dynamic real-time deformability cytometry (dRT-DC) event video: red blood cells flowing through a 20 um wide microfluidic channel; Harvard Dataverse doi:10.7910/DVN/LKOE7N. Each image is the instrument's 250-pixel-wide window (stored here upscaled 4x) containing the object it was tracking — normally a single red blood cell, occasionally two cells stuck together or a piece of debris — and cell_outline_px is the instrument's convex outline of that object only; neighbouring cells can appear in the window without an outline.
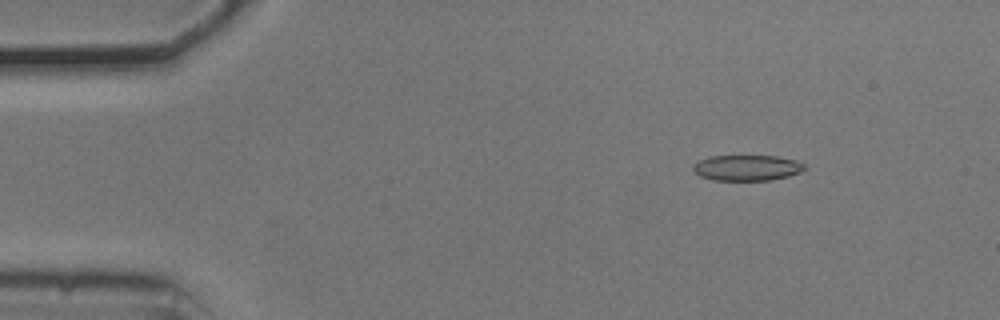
{"species": "common noctule bat (a hibernating species)", "species_latin": "Nyctalus noctula", "temperature_condition": "cold", "stored_images_in_passage": 53, "camera_frame_rate_fps": 3000, "um_per_image_px": 0.085, "animal": {"sex": "male", "body_mass_g": 20.5, "forearm_length_mm": 52.5}, "frame": {"image": 1, "passage_image": 6, "time_ms": 1.667, "image_size_px": [1000, 320], "cell_outline_px": [[804, 168], [800, 172], [788, 176], [772, 180], [712, 180], [700, 176], [692, 168], [692, 164], [700, 160], [712, 156], [776, 156], [796, 160], [804, 164]], "centroid_in_image_um": [63.48, 14.26], "position_along_channel_um": 21.5, "area_um2": 16.59}}
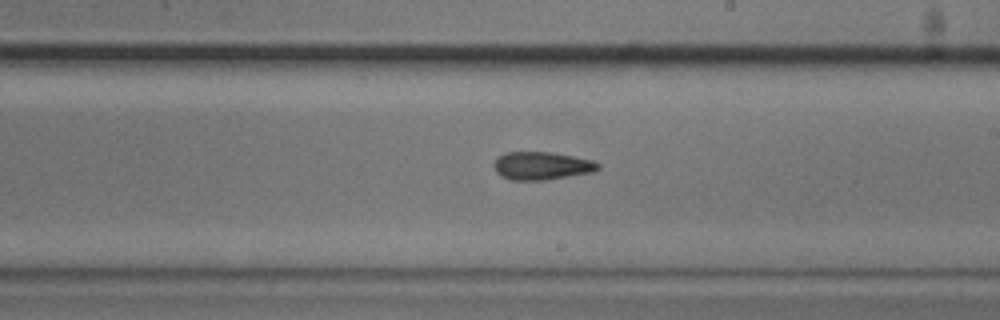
{"frame": {"image": 2, "passage_image": 30, "time_ms": 9.667, "image_size_px": [1000, 320], "cell_outline_px": [[600, 168], [596, 172], [544, 180], [512, 180], [500, 176], [496, 172], [492, 164], [504, 152], [552, 152], [592, 160], [600, 164]], "centroid_in_image_um": [46.06, 14.1], "position_along_channel_um": 242.9, "area_um2": 17.11}}
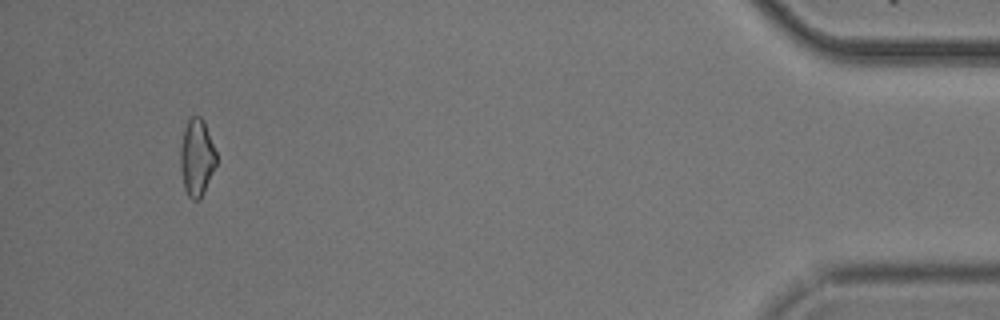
{"frame": {"image": 3, "passage_image": 50, "time_ms": 16.333, "image_size_px": [1000, 320], "cell_outline_px": [[216, 164], [204, 192], [200, 200], [192, 200], [188, 196], [184, 188], [180, 164], [180, 144], [184, 128], [188, 120], [192, 116], [200, 116], [204, 120], [216, 152]], "centroid_in_image_um": [16.71, 13.38], "position_along_channel_um": 418.5, "area_um2": 16.18}, "authors_computed_cell_mechanics": {"area_um2": 16.8776, "velocity_mm_per_s": 3.7129, "shape_relaxation_time_tau1_ms": 9.6581, "shape_relaxation_time_tau2_ms": 1.8822, "deformation_change_tau1": 0.1895, "deformation_change_tau2": 0.0878}}